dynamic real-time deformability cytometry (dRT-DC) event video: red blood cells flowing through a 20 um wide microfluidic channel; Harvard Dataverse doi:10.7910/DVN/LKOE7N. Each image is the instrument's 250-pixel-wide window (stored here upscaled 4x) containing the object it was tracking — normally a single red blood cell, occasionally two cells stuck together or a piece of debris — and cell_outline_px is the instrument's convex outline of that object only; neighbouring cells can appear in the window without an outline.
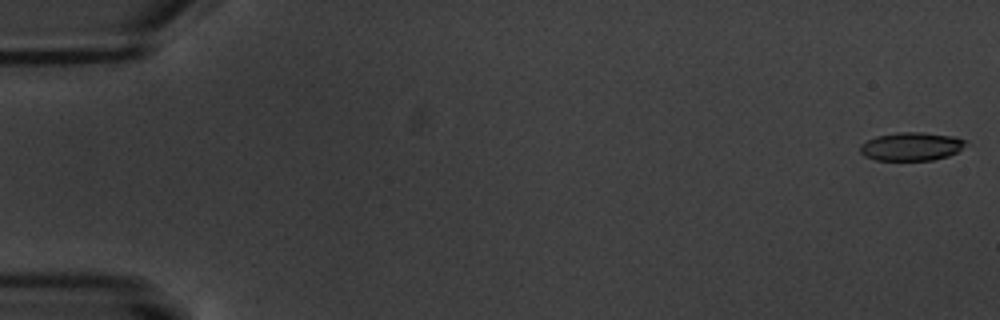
{"species": "common noctule bat (a hibernating species)", "species_latin": "Nyctalus noctula", "temperature_condition": "warm", "stored_images_in_passage": 7, "camera_frame_rate_fps": 3000, "um_per_image_px": 0.085, "animal": {"sex": "male", "body_mass_g": 20.1, "forearm_length_mm": 53.5}, "frame": {"image": 1, "passage_image": 1, "time_ms": 0.0, "image_size_px": [1000, 320], "cell_outline_px": [[968, 140], [956, 152], [948, 156], [932, 160], [876, 160], [864, 156], [860, 152], [860, 144], [876, 136], [896, 132], [924, 132], [956, 136]], "centroid_in_image_um": [77.45, 12.44], "position_along_channel_um": 7.5, "area_um2": 17.51}}
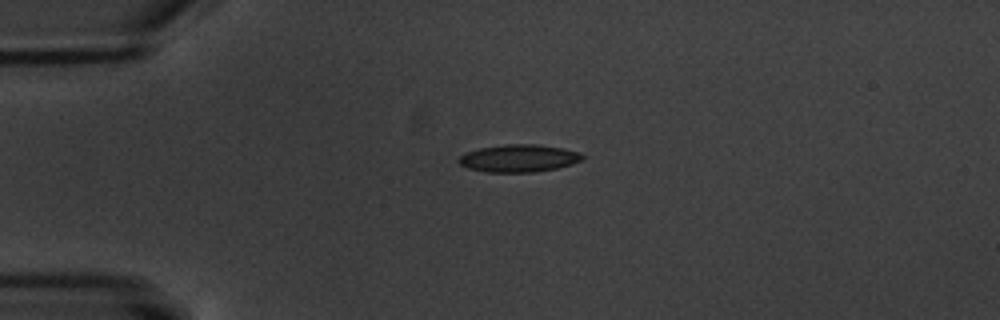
{"frame": {"image": 2, "passage_image": 5, "time_ms": 4.667, "image_size_px": [1000, 320], "cell_outline_px": [[584, 156], [580, 160], [572, 164], [556, 168], [532, 172], [488, 172], [468, 168], [460, 164], [456, 160], [464, 152], [480, 148], [508, 144], [536, 144], [564, 148], [576, 152]], "centroid_in_image_um": [44.05, 13.45], "position_along_channel_um": 41.0, "area_um2": 19.65}}